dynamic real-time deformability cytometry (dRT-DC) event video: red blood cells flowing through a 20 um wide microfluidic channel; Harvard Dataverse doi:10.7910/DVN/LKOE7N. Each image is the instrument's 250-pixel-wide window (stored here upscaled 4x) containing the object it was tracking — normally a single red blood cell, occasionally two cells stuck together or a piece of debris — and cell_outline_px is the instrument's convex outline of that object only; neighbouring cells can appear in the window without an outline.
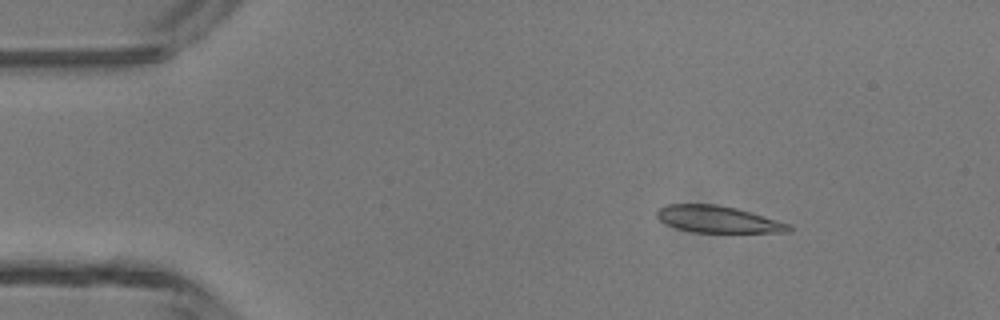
{"species": "common noctule bat (a hibernating species)", "species_latin": "Nyctalus noctula", "temperature_condition": "room temperature", "stored_images_in_passage": 41, "camera_frame_rate_fps": 3000, "um_per_image_px": 0.085, "animal": {"sex": "male", "body_mass_g": 13.3}, "frame": {"image": 1, "passage_image": 1, "time_ms": 0.0, "image_size_px": [1000, 320], "cell_outline_px": [[792, 228], [788, 232], [692, 232], [676, 228], [660, 220], [656, 216], [656, 212], [660, 208], [668, 204], [716, 204], [736, 208], [792, 224]], "centroid_in_image_um": [61.03, 18.64], "position_along_channel_um": 24.0, "area_um2": 20.46}}
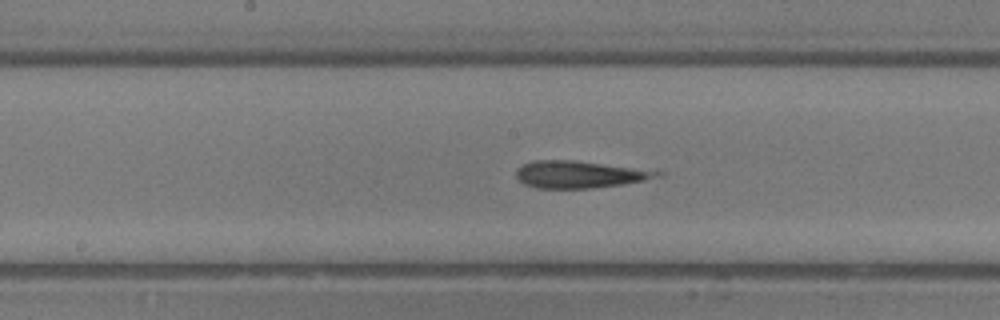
{"frame": {"image": 2, "passage_image": 18, "time_ms": 5.667, "image_size_px": [1000, 320], "cell_outline_px": [[664, 176], [644, 180], [620, 184], [592, 188], [536, 188], [524, 184], [516, 176], [516, 168], [532, 160], [572, 160], [664, 172]], "centroid_in_image_um": [49.2, 14.83], "position_along_channel_um": 199.0, "area_um2": 21.96}}
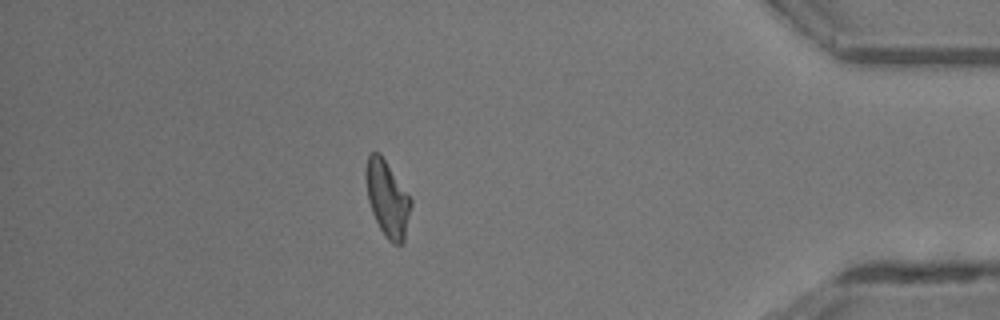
{"frame": {"image": 3, "passage_image": 35, "time_ms": 11.333, "image_size_px": [1000, 320], "cell_outline_px": [[412, 204], [404, 240], [400, 244], [392, 244], [384, 236], [372, 212], [368, 200], [364, 176], [364, 172], [368, 152], [380, 152], [412, 200]], "centroid_in_image_um": [32.9, 16.85], "position_along_channel_um": 402.3, "area_um2": 20.06}, "authors_computed_cell_mechanics": {"area_um2": 21.5016, "velocity_mm_per_s": 4.3958, "shape_relaxation_time_tau1_ms": null, "shape_relaxation_time_tau2_ms": 3.0214, "deformation_change_tau1": null, "deformation_change_tau2": 0.1396}}